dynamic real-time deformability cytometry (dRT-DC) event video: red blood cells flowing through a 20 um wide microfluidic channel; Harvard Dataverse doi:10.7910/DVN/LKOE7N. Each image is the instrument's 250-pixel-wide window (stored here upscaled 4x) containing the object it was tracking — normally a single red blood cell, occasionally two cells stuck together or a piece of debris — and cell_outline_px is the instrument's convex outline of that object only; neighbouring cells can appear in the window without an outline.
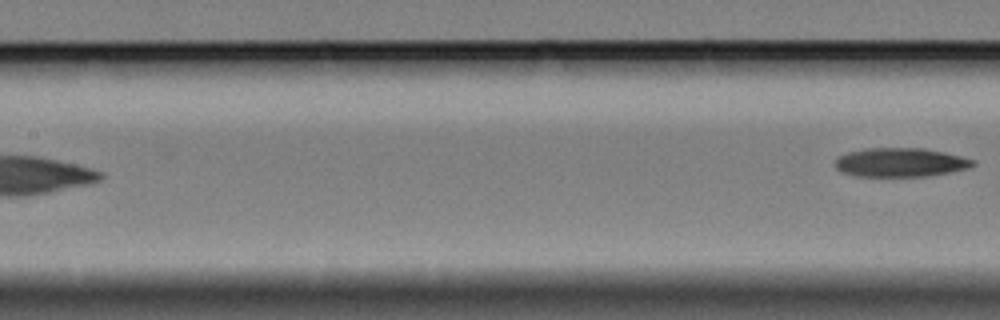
{"species": "Egyptian fruit bat (a non-hibernating species)", "species_latin": "Rousettus aegyptiacus", "temperature_condition": "cold", "stored_images_in_passage": 9, "segment_of_instrument_passage": [2, 2], "camera_frame_rate_fps": 3000, "um_per_image_px": 0.085, "animal": {"sex": "female"}, "frame": {"image": 1, "passage_image": 9, "time_ms": 9.667, "image_size_px": [1000, 320], "cell_outline_px": [[976, 164], [968, 168], [948, 172], [924, 176], [856, 176], [840, 172], [836, 168], [836, 160], [840, 156], [848, 152], [868, 148], [924, 148], [944, 152], [976, 160]], "centroid_in_image_um": [76.54, 13.8], "position_along_channel_um": 130.9, "area_um2": 23.06}}